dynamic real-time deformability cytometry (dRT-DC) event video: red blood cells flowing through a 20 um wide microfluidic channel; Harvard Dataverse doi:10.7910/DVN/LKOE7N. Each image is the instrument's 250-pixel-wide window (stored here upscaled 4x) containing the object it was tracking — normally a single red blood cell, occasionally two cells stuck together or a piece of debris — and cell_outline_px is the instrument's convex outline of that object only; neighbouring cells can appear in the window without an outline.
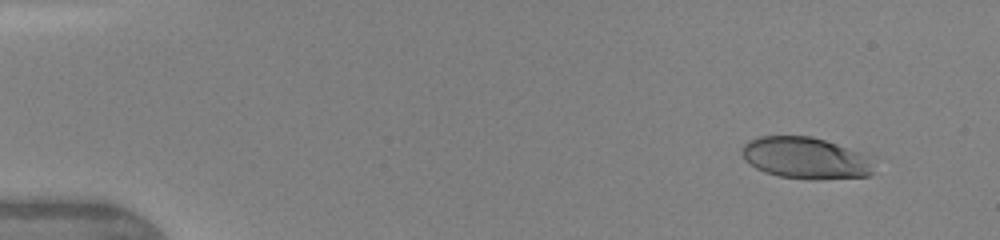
{"species": "human", "species_latin": "Homo sapiens", "temperature_condition": "warm", "stored_images_in_passage": 8, "camera_frame_rate_fps": 3000, "um_per_image_px": 0.085, "donor": {"sex": "female"}, "frame": {"image": 1, "passage_image": 1, "time_ms": 0.0, "image_size_px": [1000, 240], "cell_outline_px": [[872, 172], [868, 176], [816, 180], [812, 180], [780, 176], [764, 172], [756, 168], [744, 156], [744, 144], [748, 140], [760, 136], [812, 136], [860, 152], [868, 156]], "centroid_in_image_um": [68.47, 13.43], "position_along_channel_um": 16.5, "area_um2": 31.5}}
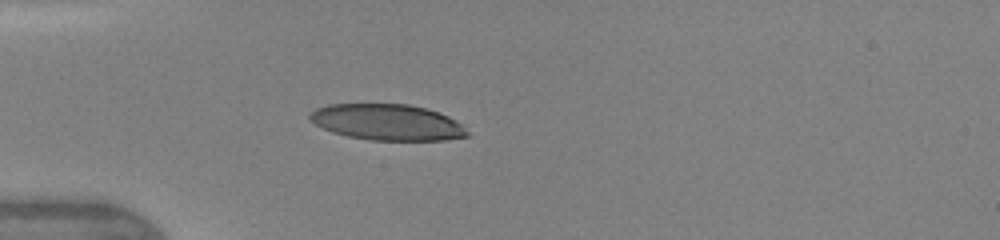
{"frame": {"image": 2, "passage_image": 5, "time_ms": 3.333, "image_size_px": [1000, 240], "cell_outline_px": [[468, 136], [444, 140], [372, 140], [348, 136], [332, 132], [316, 124], [308, 116], [316, 108], [328, 104], [408, 104], [424, 108], [448, 116], [464, 124], [468, 132]], "centroid_in_image_um": [32.95, 10.39], "position_along_channel_um": 52.1, "area_um2": 32.89}}